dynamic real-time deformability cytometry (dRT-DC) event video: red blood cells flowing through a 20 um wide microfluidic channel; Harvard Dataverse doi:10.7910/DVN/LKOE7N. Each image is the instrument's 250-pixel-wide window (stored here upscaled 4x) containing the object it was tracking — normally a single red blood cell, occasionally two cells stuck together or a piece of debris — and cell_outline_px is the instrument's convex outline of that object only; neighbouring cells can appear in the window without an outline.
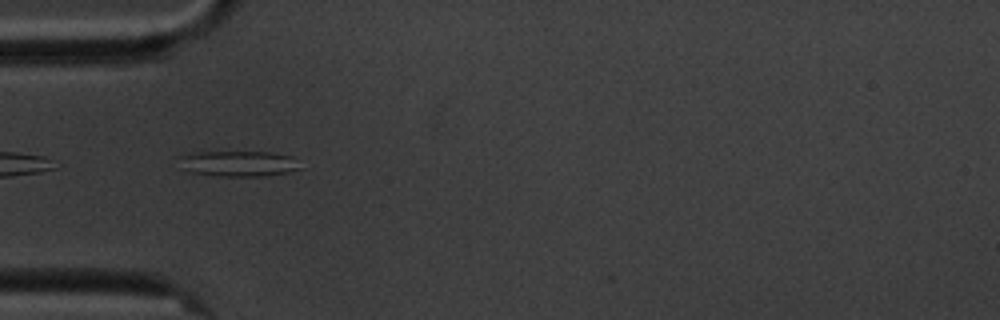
{"species": "common noctule bat (a hibernating species)", "species_latin": "Nyctalus noctula", "temperature_condition": "cold", "stored_images_in_passage": 7, "camera_frame_rate_fps": 3000, "um_per_image_px": 0.085, "animal": {"sex": "male", "body_mass_g": 20.1, "forearm_length_mm": 53.5}, "frame": {"image": 1, "passage_image": 6, "time_ms": 5.667, "image_size_px": [1000, 320], "cell_outline_px": [[304, 168], [288, 172], [260, 176], [216, 176], [192, 172], [180, 168], [176, 156], [196, 152], [272, 152], [292, 156]], "centroid_in_image_um": [20.24, 13.9], "position_along_channel_um": 64.8, "area_um2": 18.38}}
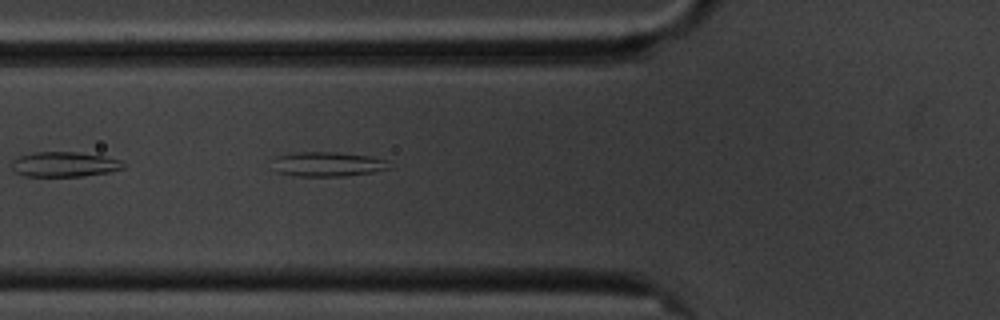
{"frame": {"image": 2, "passage_image": 7, "time_ms": 6.667, "image_size_px": [1000, 320], "cell_outline_px": [[392, 168], [372, 172], [344, 176], [300, 176], [280, 172], [276, 156], [300, 152], [336, 152], [372, 156], [388, 160]], "centroid_in_image_um": [28.03, 13.94], "position_along_channel_um": 97.8, "area_um2": 16.3}}